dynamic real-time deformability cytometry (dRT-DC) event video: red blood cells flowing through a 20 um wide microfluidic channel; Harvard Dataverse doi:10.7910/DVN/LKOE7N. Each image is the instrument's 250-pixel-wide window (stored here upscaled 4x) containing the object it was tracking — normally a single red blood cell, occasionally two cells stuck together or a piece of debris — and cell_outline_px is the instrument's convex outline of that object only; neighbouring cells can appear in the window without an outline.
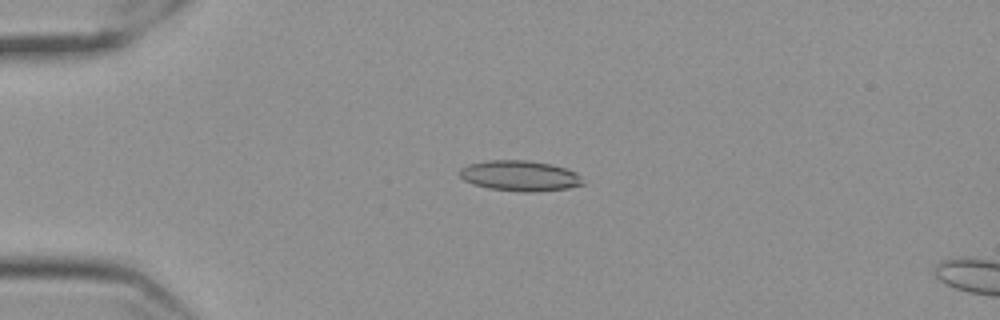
{"species": "Egyptian fruit bat (a non-hibernating species)", "species_latin": "Rousettus aegyptiacus", "temperature_condition": "cold", "stored_images_in_passage": 58, "camera_frame_rate_fps": 3000, "um_per_image_px": 0.085, "frame": {"image": 1, "passage_image": 15, "time_ms": 4.667, "image_size_px": [1000, 320], "cell_outline_px": [[584, 184], [568, 188], [536, 192], [524, 192], [488, 188], [472, 184], [464, 180], [460, 176], [460, 168], [468, 164], [488, 160], [524, 160], [552, 164], [576, 172], [580, 176]], "centroid_in_image_um": [44.17, 14.94], "position_along_channel_um": 40.8, "area_um2": 21.91}}
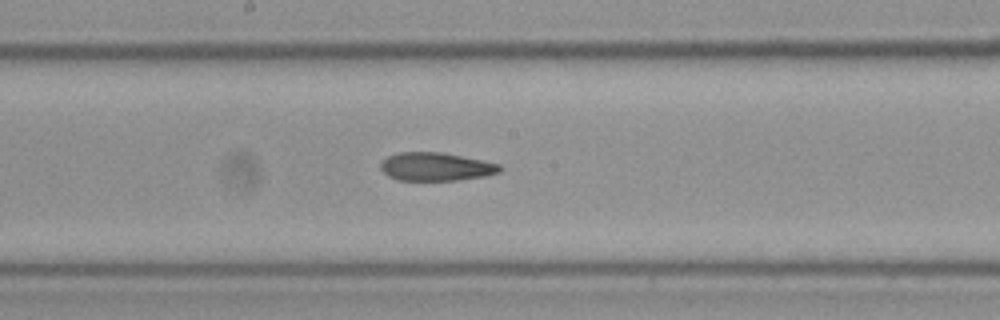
{"frame": {"image": 2, "passage_image": 32, "time_ms": 10.333, "image_size_px": [1000, 320], "cell_outline_px": [[500, 172], [484, 176], [456, 180], [396, 180], [388, 176], [380, 168], [380, 164], [388, 156], [400, 152], [440, 152], [500, 164]], "centroid_in_image_um": [37.01, 14.17], "position_along_channel_um": 211.2, "area_um2": 19.36}}
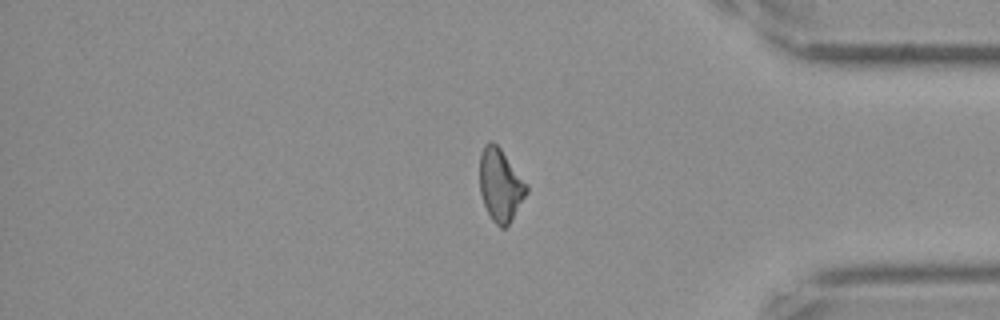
{"frame": {"image": 3, "passage_image": 49, "time_ms": 16.0, "image_size_px": [1000, 320], "cell_outline_px": [[528, 192], [508, 224], [504, 228], [500, 228], [492, 220], [484, 204], [480, 192], [480, 152], [484, 144], [492, 140], [500, 148], [528, 184]], "centroid_in_image_um": [42.53, 15.7], "position_along_channel_um": 392.7, "area_um2": 19.71}, "authors_computed_cell_mechanics": {"area_um2": 20.4323, "velocity_mm_per_s": 3.5634, "shape_relaxation_time_tau1_ms": null, "shape_relaxation_time_tau2_ms": 4.1827, "deformation_change_tau1": null, "deformation_change_tau2": 0.1228}}